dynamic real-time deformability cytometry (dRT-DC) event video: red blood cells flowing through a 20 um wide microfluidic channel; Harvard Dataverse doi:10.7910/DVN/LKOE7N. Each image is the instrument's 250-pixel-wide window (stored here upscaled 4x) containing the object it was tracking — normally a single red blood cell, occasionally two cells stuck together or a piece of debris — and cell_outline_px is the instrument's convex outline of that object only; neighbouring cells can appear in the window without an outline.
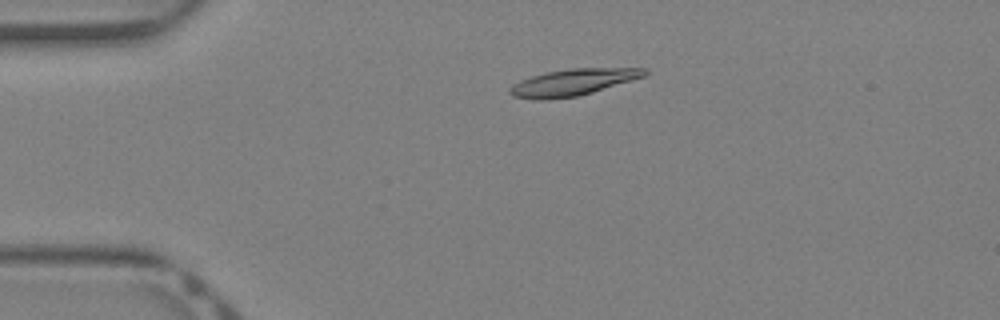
{"species": "Egyptian fruit bat (a non-hibernating species)", "species_latin": "Rousettus aegyptiacus", "temperature_condition": "warm", "stored_images_in_passage": 40, "camera_frame_rate_fps": 3000, "um_per_image_px": 0.085, "animal": {"sex": "female"}, "frame": {"image": 1, "passage_image": 9, "time_ms": 2.667, "image_size_px": [1000, 320], "cell_outline_px": [[648, 72], [644, 76], [580, 96], [548, 100], [540, 100], [512, 96], [508, 92], [508, 88], [512, 84], [520, 80], [532, 76], [548, 72], [572, 68], [648, 68]], "centroid_in_image_um": [48.66, 7.0], "position_along_channel_um": 36.3, "area_um2": 20.87}}
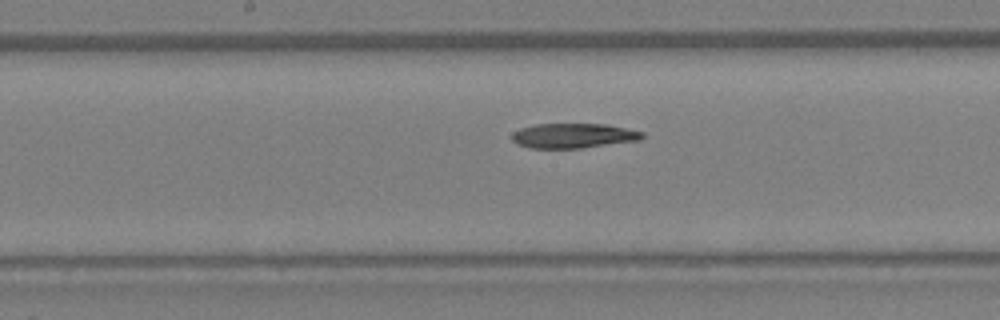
{"frame": {"image": 2, "passage_image": 21, "time_ms": 6.667, "image_size_px": [1000, 320], "cell_outline_px": [[644, 136], [640, 140], [580, 148], [528, 148], [516, 144], [512, 140], [512, 132], [520, 128], [536, 124], [604, 124], [644, 132]], "centroid_in_image_um": [48.69, 11.54], "position_along_channel_um": 199.5, "area_um2": 18.79}}
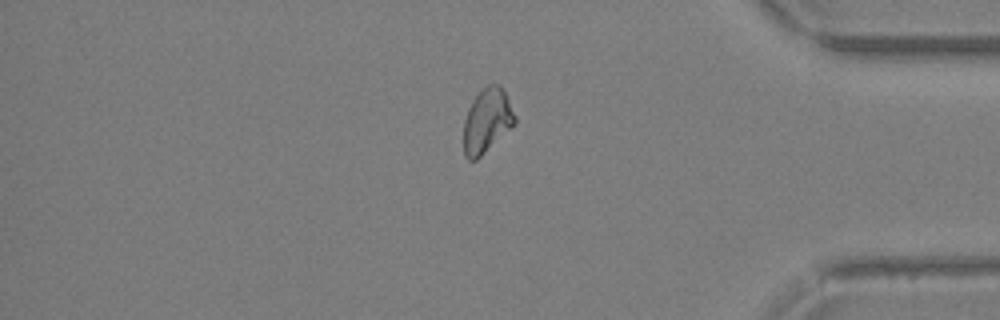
{"frame": {"image": 3, "passage_image": 34, "time_ms": 11.0, "image_size_px": [1000, 320], "cell_outline_px": [[516, 124], [476, 160], [468, 160], [464, 156], [464, 120], [468, 108], [472, 100], [488, 84], [500, 84], [516, 116]], "centroid_in_image_um": [41.39, 10.28], "position_along_channel_um": 393.8, "area_um2": 19.07}}